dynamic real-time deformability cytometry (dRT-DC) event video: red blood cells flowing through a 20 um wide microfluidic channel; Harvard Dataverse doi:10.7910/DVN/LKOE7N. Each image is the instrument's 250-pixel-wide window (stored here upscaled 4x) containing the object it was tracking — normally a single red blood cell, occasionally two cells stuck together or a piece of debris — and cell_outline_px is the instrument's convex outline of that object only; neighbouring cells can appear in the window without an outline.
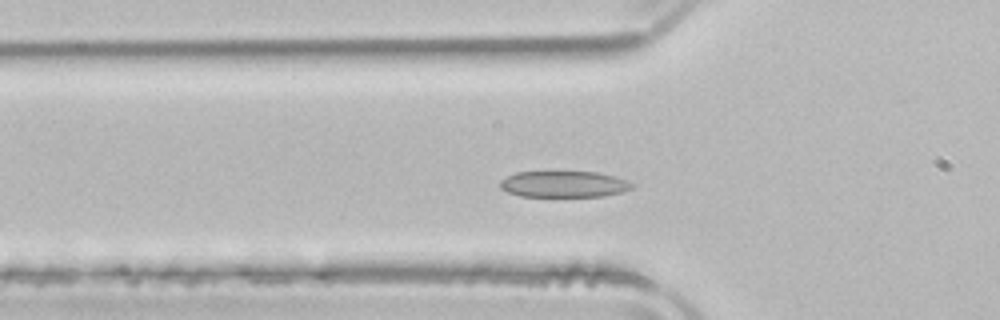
{"species": "common noctule bat (a hibernating species)", "species_latin": "Nyctalus noctula", "temperature_condition": "room temperature", "stored_images_in_passage": 48, "camera_frame_rate_fps": 3000, "um_per_image_px": 0.085, "animal": {"sex": "male", "body_mass_g": 21.5, "forearm_length_mm": 52.0}, "frame": {"image": 1, "passage_image": 12, "time_ms": 3.667, "image_size_px": [1000, 320], "cell_outline_px": [[636, 184], [632, 188], [624, 192], [604, 196], [520, 196], [508, 192], [500, 188], [500, 180], [516, 172], [596, 172], [628, 180]], "centroid_in_image_um": [47.96, 15.66], "position_along_channel_um": 77.8, "area_um2": 20.17}}
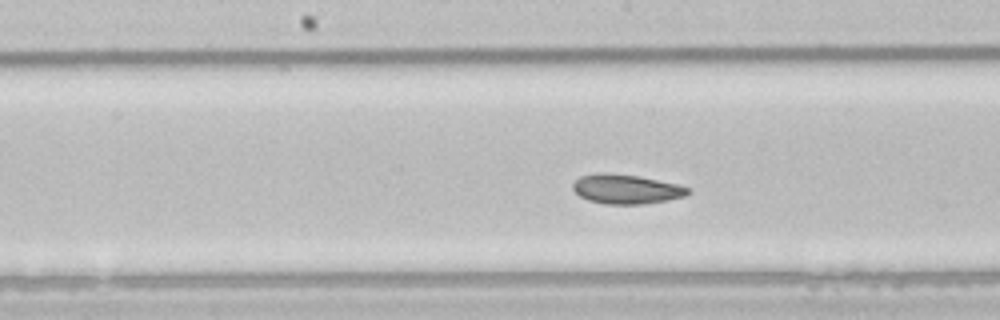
{"frame": {"image": 2, "passage_image": 21, "time_ms": 6.667, "image_size_px": [1000, 320], "cell_outline_px": [[692, 192], [684, 196], [668, 200], [640, 204], [604, 204], [588, 200], [580, 196], [572, 188], [572, 184], [580, 176], [640, 176], [676, 184], [692, 188]], "centroid_in_image_um": [53.31, 16.13], "position_along_channel_um": 194.9, "area_um2": 18.9}}
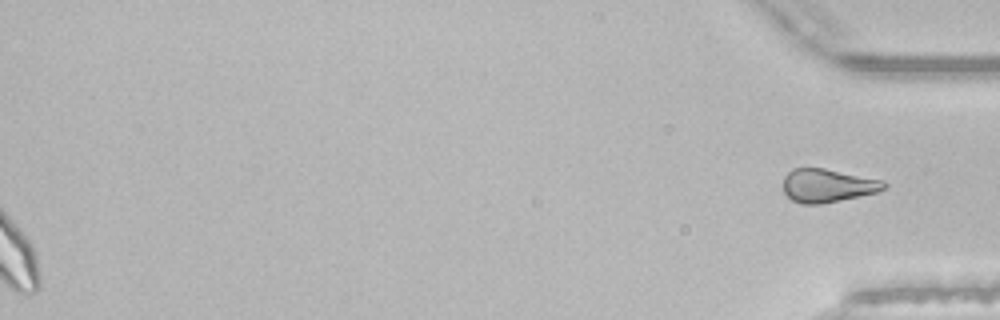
{"frame": {"image": 3, "passage_image": 48, "time_ms": 15.667, "image_size_px": [1000, 320], "cell_outline_px": [[888, 188], [876, 192], [840, 200], [820, 204], [800, 204], [792, 200], [784, 192], [784, 176], [792, 168], [824, 168], [884, 180], [888, 184]], "centroid_in_image_um": [70.36, 15.77], "position_along_channel_um": 364.8, "area_um2": 19.65}, "authors_computed_cell_mechanics": {"area_um2": 21.097, "velocity_mm_per_s": 3.8781, "shape_relaxation_time_tau1_ms": 3.0118, "shape_relaxation_time_tau2_ms": 1.8254, "deformation_change_tau1": 0.1056, "deformation_change_tau2": 0.0674}}